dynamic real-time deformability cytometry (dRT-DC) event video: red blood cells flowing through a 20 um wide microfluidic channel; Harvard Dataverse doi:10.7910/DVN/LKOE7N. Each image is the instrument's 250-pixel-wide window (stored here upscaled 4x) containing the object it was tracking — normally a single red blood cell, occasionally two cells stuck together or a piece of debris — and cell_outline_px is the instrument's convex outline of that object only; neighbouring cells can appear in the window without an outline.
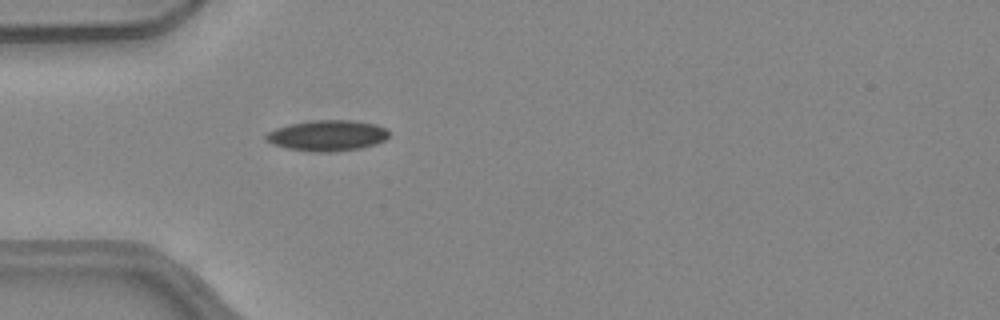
{"species": "common noctule bat (a hibernating species)", "species_latin": "Nyctalus noctula", "temperature_condition": "warm", "stored_images_in_passage": 26, "camera_frame_rate_fps": 3000, "um_per_image_px": 0.085, "animal": {"sex": "female", "body_mass_g": 24.6, "forearm_length_mm": 56.2}, "frame": {"image": 1, "passage_image": 1, "time_ms": 0.0, "image_size_px": [1000, 320], "cell_outline_px": [[388, 136], [384, 140], [376, 144], [360, 148], [328, 152], [316, 152], [288, 148], [272, 144], [264, 140], [264, 136], [268, 132], [276, 128], [288, 124], [312, 120], [352, 120], [376, 124], [388, 128]], "centroid_in_image_um": [27.81, 11.51], "position_along_channel_um": 57.2, "area_um2": 22.14}}
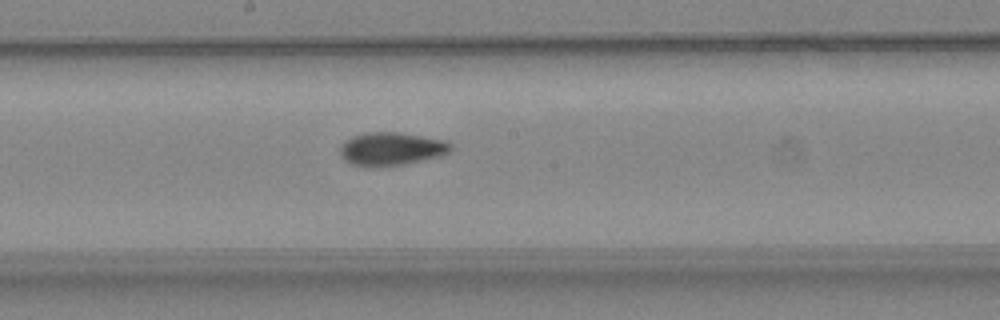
{"frame": {"image": 2, "passage_image": 13, "time_ms": 4.0, "image_size_px": [1000, 320], "cell_outline_px": [[452, 148], [448, 152], [440, 156], [404, 164], [372, 168], [352, 164], [344, 160], [340, 156], [340, 148], [352, 136], [364, 132], [400, 132], [444, 140], [452, 144]], "centroid_in_image_um": [33.25, 12.66], "position_along_channel_um": 215.0, "area_um2": 21.44}}
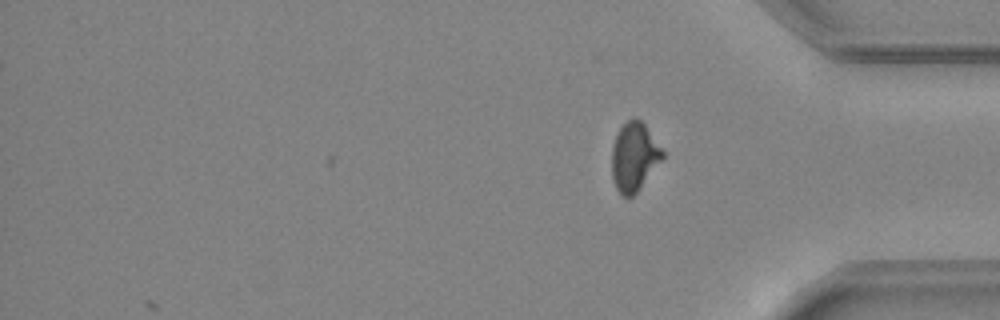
{"frame": {"image": 3, "passage_image": 26, "time_ms": 8.333, "image_size_px": [1000, 320], "cell_outline_px": [[664, 156], [636, 192], [632, 196], [624, 196], [616, 188], [612, 180], [612, 144], [620, 128], [628, 120], [636, 116], [644, 124], [664, 152]], "centroid_in_image_um": [53.88, 13.3], "position_along_channel_um": 381.3, "area_um2": 19.83}, "authors_computed_cell_mechanics": {"area_um2": 20.7791, "velocity_mm_per_s": 4.051, "shape_relaxation_time_tau1_ms": 9.452, "shape_relaxation_time_tau2_ms": 2.5176, "deformation_change_tau1": 0.2265, "deformation_change_tau2": 0.081}}